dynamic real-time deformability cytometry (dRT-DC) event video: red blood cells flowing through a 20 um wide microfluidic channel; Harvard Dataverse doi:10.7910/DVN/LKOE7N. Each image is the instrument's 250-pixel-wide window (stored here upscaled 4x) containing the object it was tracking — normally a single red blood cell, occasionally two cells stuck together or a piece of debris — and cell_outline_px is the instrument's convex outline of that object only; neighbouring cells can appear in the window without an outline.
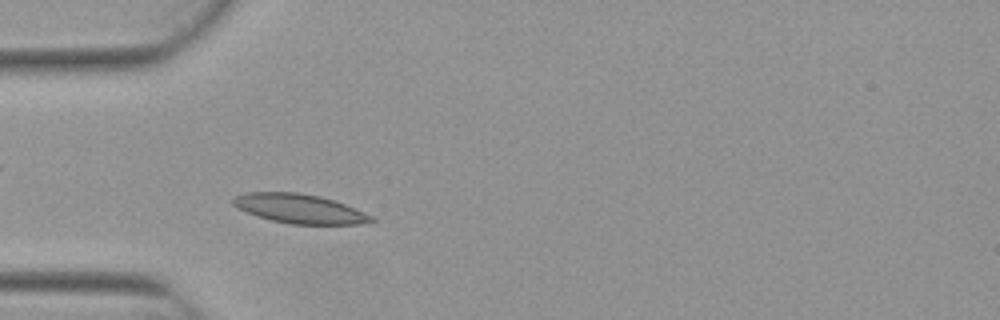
{"species": "Egyptian fruit bat (a non-hibernating species)", "species_latin": "Rousettus aegyptiacus", "temperature_condition": "warm", "stored_images_in_passage": 8, "camera_frame_rate_fps": 3000, "um_per_image_px": 0.085, "animal": {"sex": "female"}, "frame": {"image": 1, "passage_image": 6, "time_ms": 1.667, "image_size_px": [1000, 320], "cell_outline_px": [[376, 220], [360, 224], [292, 224], [272, 220], [256, 216], [236, 208], [232, 204], [232, 200], [236, 196], [244, 192], [296, 192], [320, 196], [344, 204], [372, 216]], "centroid_in_image_um": [25.4, 17.73], "position_along_channel_um": 59.6, "area_um2": 23.41}}
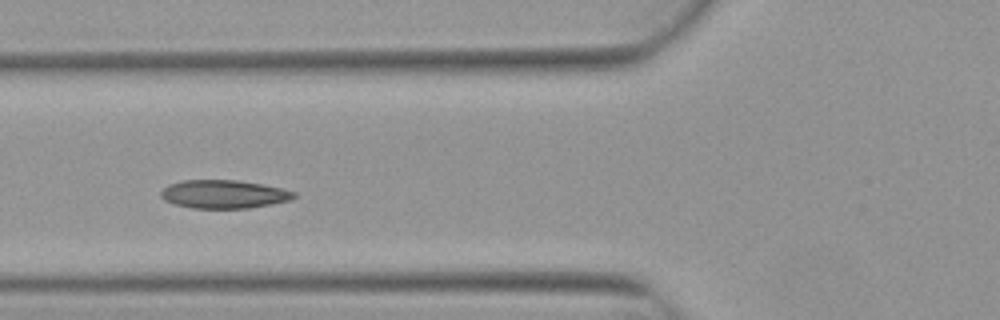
{"frame": {"image": 2, "passage_image": 7, "time_ms": 2.0, "image_size_px": [1000, 320], "cell_outline_px": [[296, 196], [288, 200], [272, 204], [248, 208], [192, 208], [172, 204], [164, 200], [160, 196], [160, 192], [168, 184], [184, 180], [236, 180], [284, 188], [296, 192]], "centroid_in_image_um": [19.0, 16.5], "position_along_channel_um": 106.8, "area_um2": 22.02}}
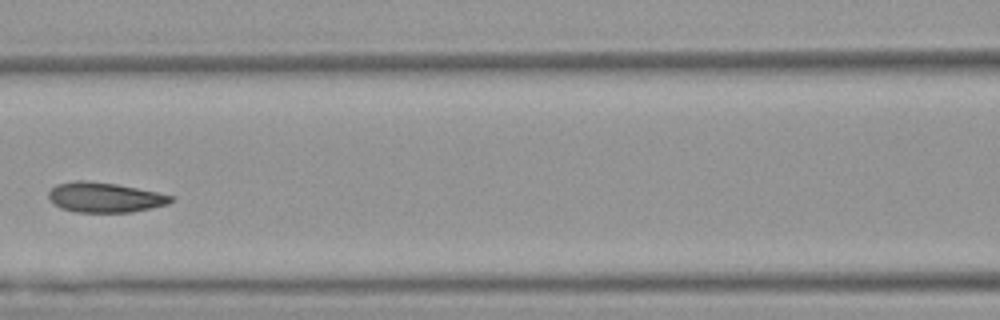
{"frame": {"image": 3, "passage_image": 8, "time_ms": 2.333, "image_size_px": [1000, 320], "cell_outline_px": [[176, 200], [168, 204], [152, 208], [132, 212], [76, 212], [60, 208], [52, 204], [48, 200], [48, 192], [56, 184], [72, 180], [88, 180], [116, 184], [176, 196]], "centroid_in_image_um": [8.89, 16.77], "position_along_channel_um": 157.7, "area_um2": 21.73}}